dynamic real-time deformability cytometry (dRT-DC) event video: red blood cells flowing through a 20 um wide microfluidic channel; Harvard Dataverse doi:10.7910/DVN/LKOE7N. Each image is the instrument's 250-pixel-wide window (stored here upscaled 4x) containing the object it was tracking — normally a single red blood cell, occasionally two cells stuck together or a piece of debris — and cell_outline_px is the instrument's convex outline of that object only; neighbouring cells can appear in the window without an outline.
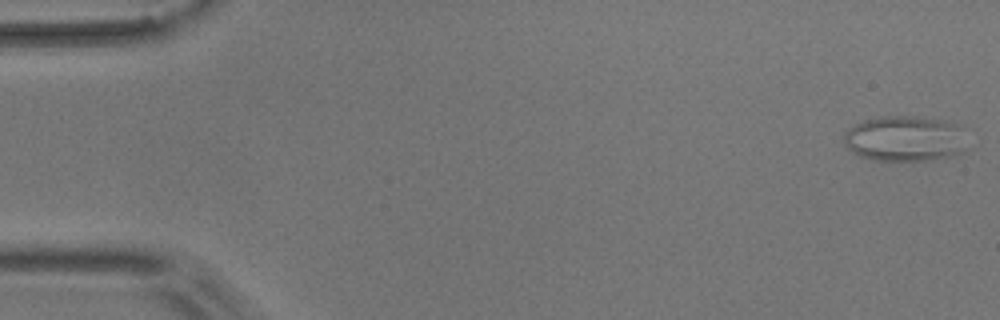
{"species": "common noctule bat (a hibernating species)", "species_latin": "Nyctalus noctula", "temperature_condition": "room temperature", "stored_images_in_passage": 5, "camera_frame_rate_fps": 3000, "um_per_image_px": 0.085, "animal": {"sex": "male", "body_mass_g": 17.9}, "frame": {"image": 1, "passage_image": 1, "time_ms": 0.0, "image_size_px": [1000, 320], "cell_outline_px": [[964, 148], [956, 156], [924, 160], [876, 160], [860, 156], [848, 148], [844, 144], [844, 132], [848, 128], [864, 120], [884, 116], [924, 116], [948, 120], [960, 124]], "centroid_in_image_um": [76.91, 11.76], "position_along_channel_um": 8.1, "area_um2": 32.83}}